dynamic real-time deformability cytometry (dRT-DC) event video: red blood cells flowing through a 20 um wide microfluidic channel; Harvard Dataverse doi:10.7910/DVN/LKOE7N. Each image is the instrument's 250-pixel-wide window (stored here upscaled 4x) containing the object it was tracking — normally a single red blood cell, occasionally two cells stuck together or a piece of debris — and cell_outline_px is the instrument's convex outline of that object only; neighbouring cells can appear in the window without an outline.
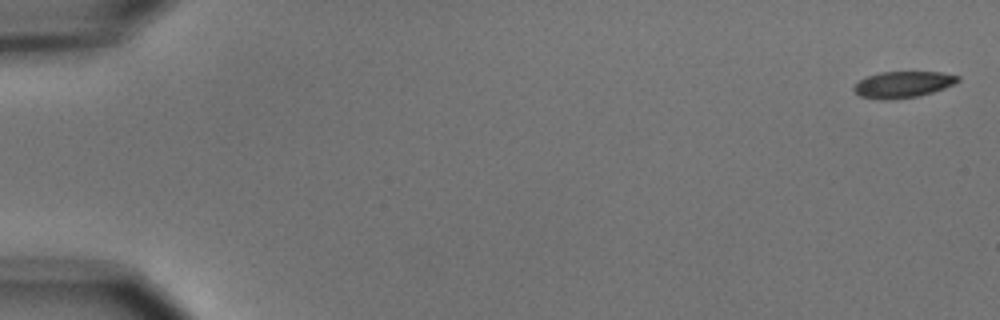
{"species": "common noctule bat (a hibernating species)", "species_latin": "Nyctalus noctula", "temperature_condition": "cold", "stored_images_in_passage": 8, "camera_frame_rate_fps": 3000, "um_per_image_px": 0.085, "animal": {"sex": "male", "body_mass_g": 15.6}, "frame": {"image": 1, "passage_image": 1, "time_ms": 0.0, "image_size_px": [1000, 320], "cell_outline_px": [[960, 80], [944, 88], [932, 92], [916, 96], [888, 100], [880, 100], [860, 96], [852, 88], [860, 80], [868, 76], [880, 72], [940, 72], [960, 76]], "centroid_in_image_um": [76.73, 7.18], "position_along_channel_um": 8.3, "area_um2": 15.78}}
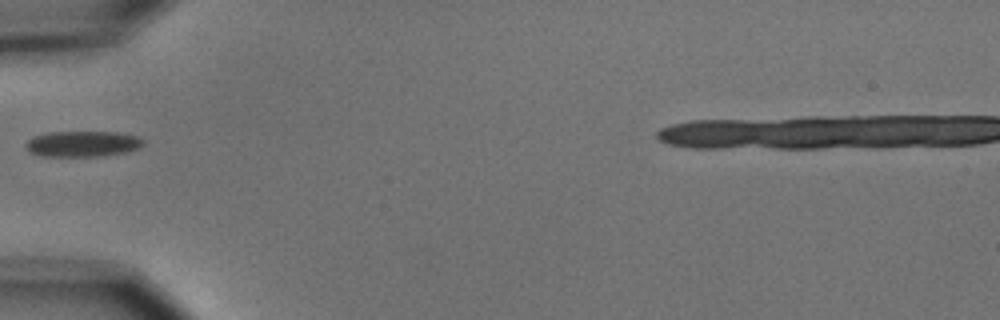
{"frame": {"image": 2, "passage_image": 6, "time_ms": 6.0, "image_size_px": [1000, 320], "cell_outline_px": [[144, 144], [136, 148], [124, 152], [100, 156], [40, 156], [28, 152], [24, 144], [32, 136], [48, 132], [116, 132], [136, 136], [144, 140]], "centroid_in_image_um": [6.94, 12.22], "position_along_channel_um": 78.1, "area_um2": 17.63}}
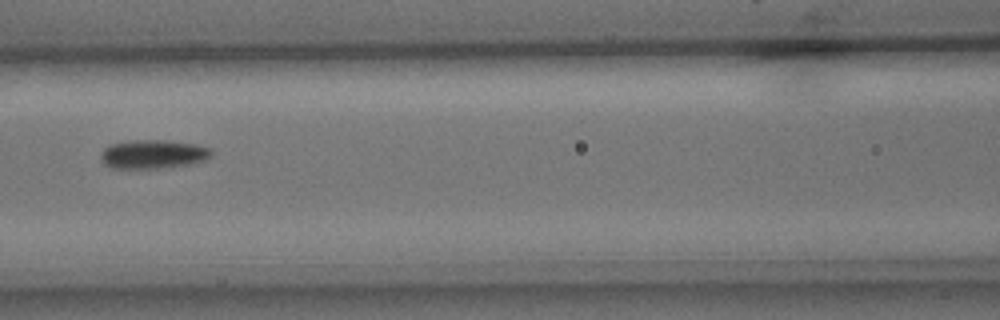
{"frame": {"image": 3, "passage_image": 8, "time_ms": 8.0, "image_size_px": [1000, 320], "cell_outline_px": [[212, 156], [204, 160], [192, 164], [160, 168], [108, 168], [100, 160], [100, 156], [104, 148], [112, 144], [136, 140], [168, 140], [196, 144], [212, 148]], "centroid_in_image_um": [13.03, 13.11], "position_along_channel_um": 153.6, "area_um2": 18.73}}